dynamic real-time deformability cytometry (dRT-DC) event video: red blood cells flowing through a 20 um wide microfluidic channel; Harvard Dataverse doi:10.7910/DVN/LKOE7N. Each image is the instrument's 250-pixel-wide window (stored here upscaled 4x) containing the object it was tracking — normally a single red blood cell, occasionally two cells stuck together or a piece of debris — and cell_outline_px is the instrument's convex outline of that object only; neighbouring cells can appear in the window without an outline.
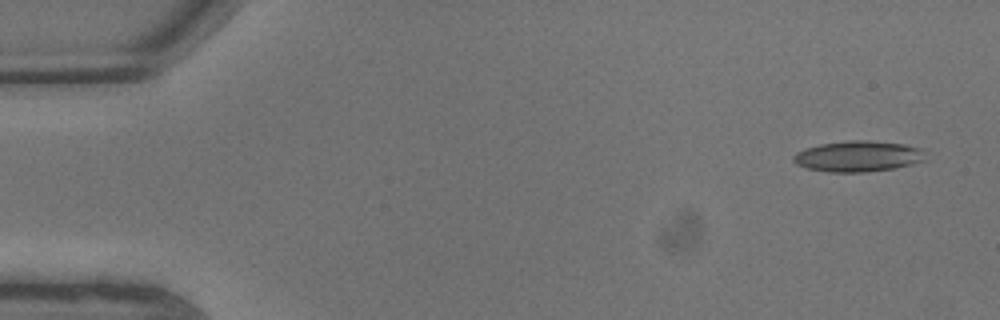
{"species": "common noctule bat (a hibernating species)", "species_latin": "Nyctalus noctula", "temperature_condition": "warm", "stored_images_in_passage": 7, "camera_frame_rate_fps": 3000, "um_per_image_px": 0.085, "animal": {"sex": "male", "body_mass_g": 13.3}, "frame": {"image": 1, "passage_image": 1, "time_ms": 0.0, "image_size_px": [1000, 320], "cell_outline_px": [[928, 160], [912, 164], [892, 168], [864, 172], [828, 172], [808, 168], [796, 164], [792, 160], [792, 156], [796, 152], [804, 148], [820, 144], [852, 140], [868, 140], [904, 144], [924, 148], [928, 152]], "centroid_in_image_um": [73.0, 13.27], "position_along_channel_um": 12.0, "area_um2": 24.1}}
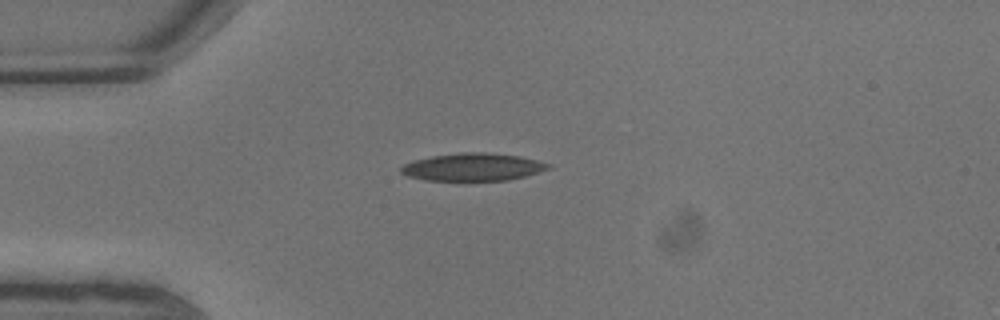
{"frame": {"image": 2, "passage_image": 5, "time_ms": 1.333, "image_size_px": [1000, 320], "cell_outline_px": [[552, 168], [524, 176], [508, 180], [424, 180], [408, 176], [400, 172], [400, 168], [404, 164], [416, 160], [432, 156], [460, 152], [484, 152], [520, 156], [552, 164]], "centroid_in_image_um": [40.21, 14.19], "position_along_channel_um": 44.8, "area_um2": 23.58}}
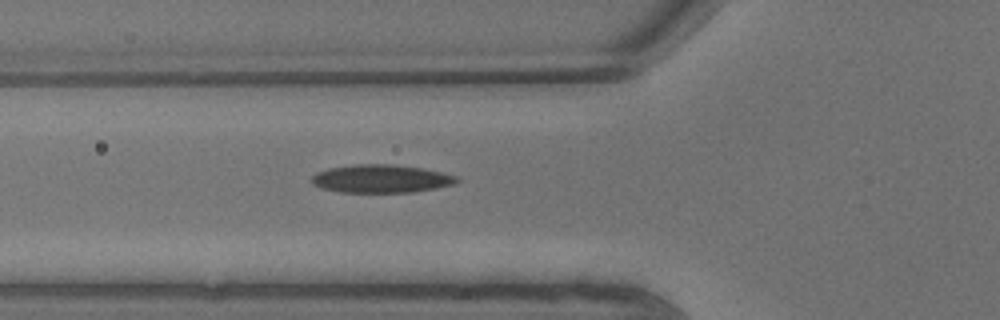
{"frame": {"image": 3, "passage_image": 7, "time_ms": 2.0, "image_size_px": [1000, 320], "cell_outline_px": [[460, 180], [456, 184], [436, 188], [412, 192], [340, 192], [324, 188], [312, 184], [312, 176], [316, 172], [328, 168], [356, 164], [392, 164], [420, 168], [460, 176]], "centroid_in_image_um": [32.42, 15.19], "position_along_channel_um": 93.4, "area_um2": 23.76}}